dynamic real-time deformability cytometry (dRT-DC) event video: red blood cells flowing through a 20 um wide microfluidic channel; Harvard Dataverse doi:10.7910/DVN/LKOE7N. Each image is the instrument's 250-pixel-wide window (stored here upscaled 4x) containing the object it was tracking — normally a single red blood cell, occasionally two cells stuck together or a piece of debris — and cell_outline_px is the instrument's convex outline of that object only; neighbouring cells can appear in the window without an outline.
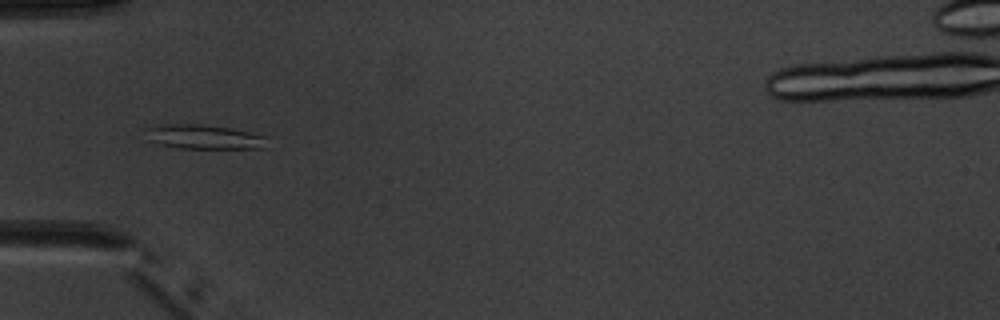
{"species": "common noctule bat (a hibernating species)", "species_latin": "Nyctalus noctula", "temperature_condition": "warm", "stored_images_in_passage": 6, "camera_frame_rate_fps": 3000, "um_per_image_px": 0.085, "animal": {"sex": "male", "body_mass_g": 20.1, "forearm_length_mm": 53.5}, "frame": {"image": 1, "passage_image": 4, "time_ms": 4.333, "image_size_px": [1000, 320], "cell_outline_px": [[268, 148], [180, 148], [148, 140], [144, 128], [168, 124], [200, 124], [232, 128], [268, 136]], "centroid_in_image_um": [17.42, 11.63], "position_along_channel_um": 67.6, "area_um2": 17.28}}
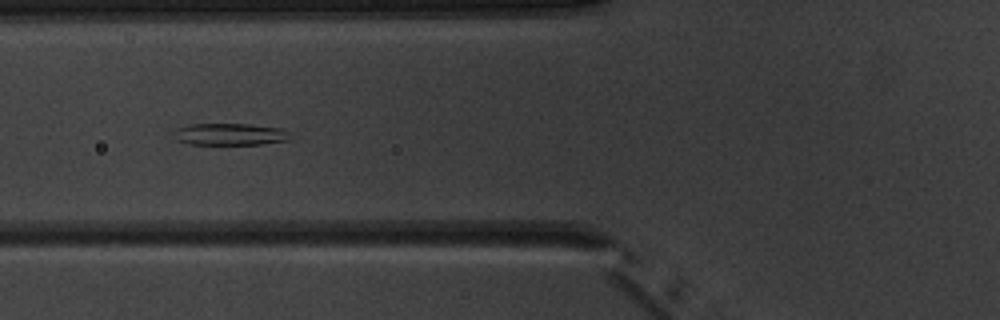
{"frame": {"image": 2, "passage_image": 5, "time_ms": 5.333, "image_size_px": [1000, 320], "cell_outline_px": [[292, 136], [288, 140], [260, 144], [188, 144], [176, 140], [176, 128], [188, 124], [248, 124], [280, 128], [288, 132]], "centroid_in_image_um": [19.55, 11.41], "position_along_channel_um": 106.3, "area_um2": 14.74}}